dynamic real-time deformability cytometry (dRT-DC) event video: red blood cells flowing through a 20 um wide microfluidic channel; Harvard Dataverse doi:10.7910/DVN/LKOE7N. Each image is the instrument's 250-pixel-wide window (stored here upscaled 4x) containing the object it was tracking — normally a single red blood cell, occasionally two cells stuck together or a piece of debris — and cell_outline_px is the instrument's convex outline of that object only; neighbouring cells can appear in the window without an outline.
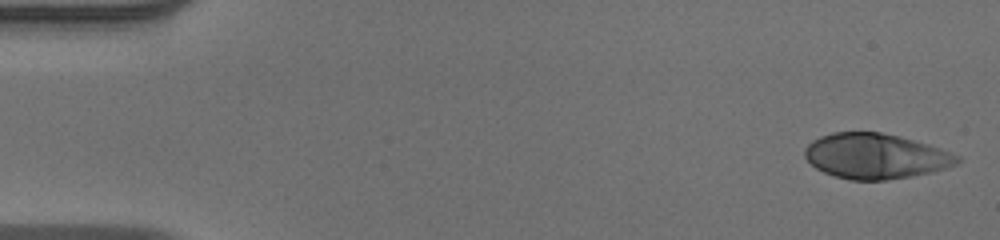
{"species": "human", "species_latin": "Homo sapiens", "temperature_condition": "warm", "stored_images_in_passage": 51, "camera_frame_rate_fps": 3000, "um_per_image_px": 0.085, "donor": {"sex": "male"}, "frame": {"image": 1, "passage_image": 1, "time_ms": 0.0, "image_size_px": [1000, 240], "cell_outline_px": [[960, 160], [956, 164], [944, 168], [912, 176], [888, 180], [848, 180], [824, 172], [816, 168], [804, 156], [804, 148], [812, 140], [820, 136], [832, 132], [880, 132], [900, 136], [928, 144], [960, 156]], "centroid_in_image_um": [74.39, 13.26], "position_along_channel_um": 10.6, "area_um2": 40.06}}
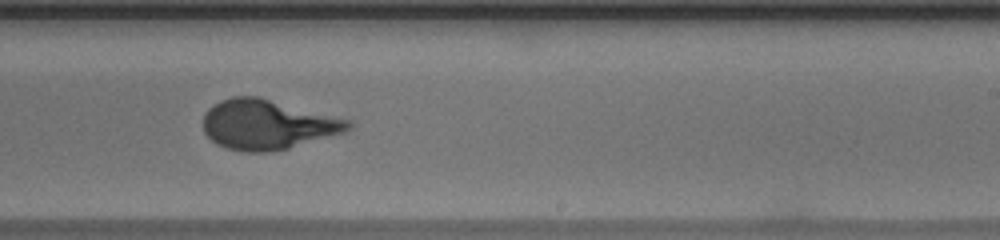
{"frame": {"image": 2, "passage_image": 31, "time_ms": 10.0, "image_size_px": [1000, 240], "cell_outline_px": [[352, 124], [344, 132], [288, 148], [264, 152], [248, 152], [228, 148], [212, 140], [204, 132], [204, 112], [212, 104], [220, 100], [232, 96], [260, 96], [352, 120]], "centroid_in_image_um": [22.73, 10.55], "position_along_channel_um": 266.3, "area_um2": 41.96}}
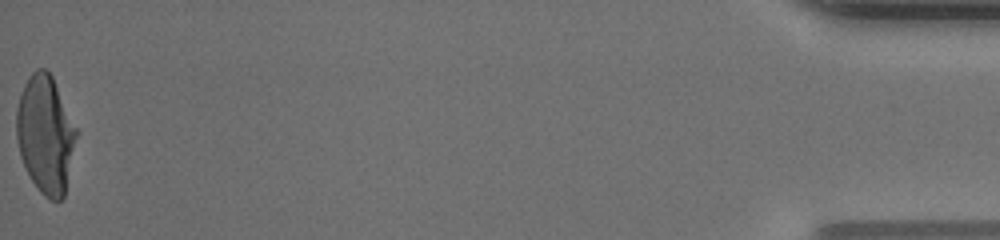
{"frame": {"image": 3, "passage_image": 51, "time_ms": 16.667, "image_size_px": [1000, 240], "cell_outline_px": [[76, 136], [64, 196], [60, 200], [52, 200], [44, 196], [40, 192], [32, 180], [20, 156], [16, 136], [16, 108], [24, 84], [28, 76], [36, 68], [44, 68], [52, 76], [76, 128]], "centroid_in_image_um": [3.83, 11.4], "position_along_channel_um": 431.4, "area_um2": 40.46}, "authors_computed_cell_mechanics": {"area_um2": 40.9802, "velocity_mm_per_s": 3.9528, "shape_relaxation_time_tau1_ms": 5.94, "shape_relaxation_time_tau2_ms": null, "deformation_change_tau1": 0.2818, "deformation_change_tau2": null}}